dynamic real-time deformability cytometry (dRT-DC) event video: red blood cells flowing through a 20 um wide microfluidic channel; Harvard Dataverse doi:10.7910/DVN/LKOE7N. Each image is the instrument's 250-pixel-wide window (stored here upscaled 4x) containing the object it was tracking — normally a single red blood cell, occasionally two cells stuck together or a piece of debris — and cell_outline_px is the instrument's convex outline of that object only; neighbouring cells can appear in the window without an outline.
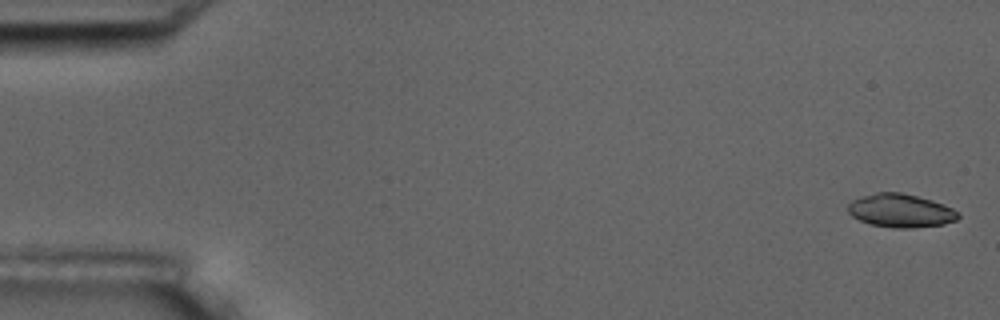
{"species": "common noctule bat (a hibernating species)", "species_latin": "Nyctalus noctula", "temperature_condition": "room temperature", "stored_images_in_passage": 4, "camera_frame_rate_fps": 3000, "um_per_image_px": 0.085, "animal": {"sex": "male", "body_mass_g": 17.5, "forearm_length_mm": 52.3}, "frame": {"image": 1, "passage_image": 1, "time_ms": 0.0, "image_size_px": [1000, 320], "cell_outline_px": [[960, 216], [956, 220], [944, 224], [912, 228], [892, 228], [868, 224], [852, 216], [848, 212], [848, 204], [852, 200], [876, 192], [900, 192], [932, 200], [944, 204], [960, 212]], "centroid_in_image_um": [76.57, 17.91], "position_along_channel_um": 8.4, "area_um2": 21.56}}
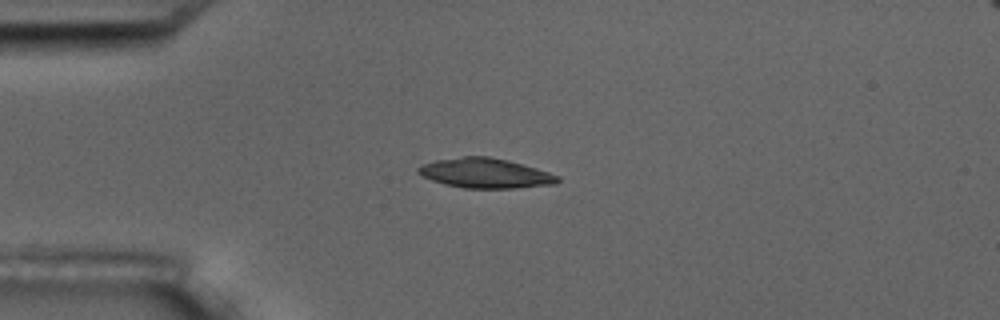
{"frame": {"image": 2, "passage_image": 4, "time_ms": 4.333, "image_size_px": [1000, 320], "cell_outline_px": [[560, 180], [556, 184], [516, 188], [464, 188], [444, 184], [432, 180], [416, 172], [416, 168], [420, 164], [436, 160], [464, 156], [488, 156], [508, 160], [536, 168], [560, 176]], "centroid_in_image_um": [41.24, 14.72], "position_along_channel_um": 43.8, "area_um2": 24.28}}